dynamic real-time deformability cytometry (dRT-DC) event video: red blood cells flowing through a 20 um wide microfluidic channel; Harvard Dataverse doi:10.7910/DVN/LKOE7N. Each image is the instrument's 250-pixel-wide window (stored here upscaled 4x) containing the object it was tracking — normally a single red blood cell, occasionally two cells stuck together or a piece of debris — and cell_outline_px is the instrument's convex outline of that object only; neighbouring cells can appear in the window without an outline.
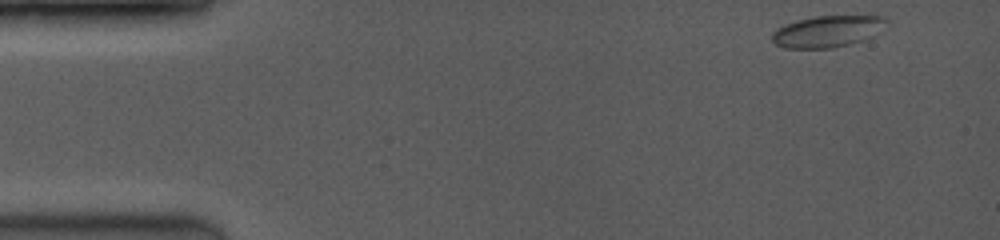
{"species": "common noctule bat (a hibernating species)", "species_latin": "Nyctalus noctula", "temperature_condition": "room temperature", "stored_images_in_passage": 18, "camera_frame_rate_fps": 3500, "um_per_image_px": 0.085, "animal": {"sex": "female", "body_mass_g": 19.0, "forearm_length_mm": 53.3}, "frame": {"image": 1, "passage_image": 1, "time_ms": 0.0, "image_size_px": [1000, 240], "cell_outline_px": [[888, 28], [876, 36], [864, 40], [832, 48], [784, 48], [776, 44], [772, 40], [772, 32], [776, 28], [784, 24], [816, 16], [888, 16]], "centroid_in_image_um": [70.43, 2.66], "position_along_channel_um": 14.6, "area_um2": 21.44}}
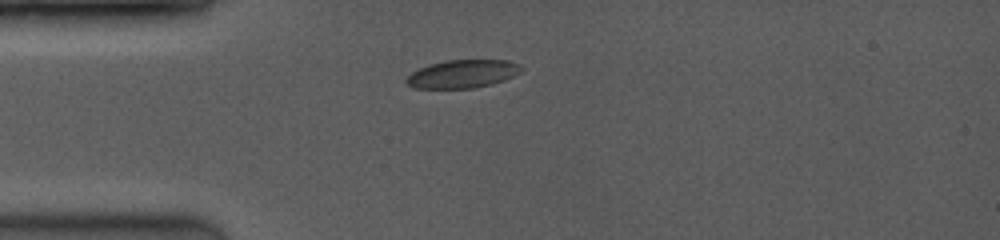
{"frame": {"image": 2, "passage_image": 12, "time_ms": 3.143, "image_size_px": [1000, 240], "cell_outline_px": [[524, 68], [520, 72], [504, 80], [492, 84], [472, 88], [412, 88], [404, 80], [412, 72], [420, 68], [432, 64], [448, 60], [508, 60], [520, 64]], "centroid_in_image_um": [39.34, 6.28], "position_along_channel_um": 45.7, "area_um2": 18.73}}